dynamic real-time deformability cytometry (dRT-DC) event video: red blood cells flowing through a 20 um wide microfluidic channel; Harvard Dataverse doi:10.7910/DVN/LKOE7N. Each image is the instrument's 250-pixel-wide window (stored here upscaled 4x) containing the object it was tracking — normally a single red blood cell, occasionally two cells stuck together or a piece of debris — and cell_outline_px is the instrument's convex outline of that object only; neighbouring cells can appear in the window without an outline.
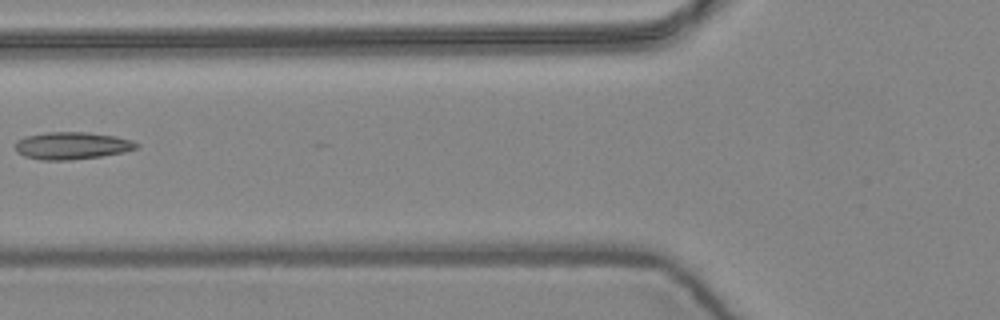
{"species": "common noctule bat (a hibernating species)", "species_latin": "Nyctalus noctula", "temperature_condition": "warm", "stored_images_in_passage": 7, "camera_frame_rate_fps": 3000, "um_per_image_px": 0.085, "animal": {"sex": "female", "body_mass_g": 24.6, "forearm_length_mm": 56.2}, "frame": {"image": 1, "passage_image": 6, "time_ms": 1.667, "image_size_px": [1000, 320], "cell_outline_px": [[140, 144], [136, 148], [124, 152], [100, 156], [68, 160], [40, 160], [24, 156], [16, 152], [16, 140], [24, 136], [48, 132], [88, 132], [116, 136], [132, 140]], "centroid_in_image_um": [6.1, 12.37], "position_along_channel_um": 119.7, "area_um2": 19.36}}
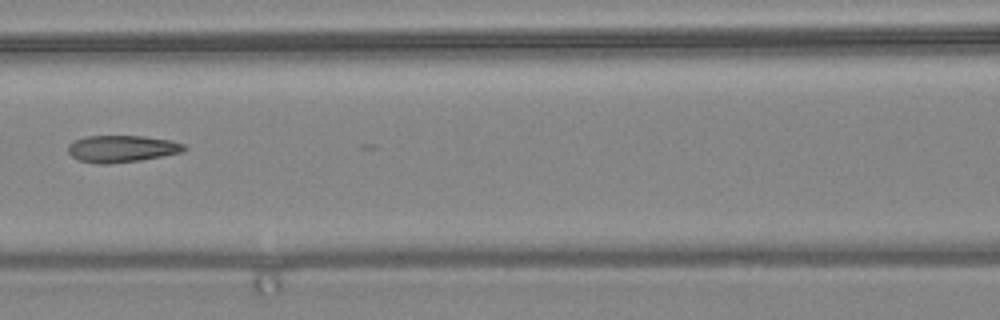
{"frame": {"image": 2, "passage_image": 7, "time_ms": 2.0, "image_size_px": [1000, 320], "cell_outline_px": [[188, 148], [184, 152], [140, 160], [108, 164], [96, 164], [76, 160], [68, 152], [68, 144], [72, 140], [84, 136], [144, 136], [172, 140], [184, 144]], "centroid_in_image_um": [10.34, 12.64], "position_along_channel_um": 156.3, "area_um2": 18.55}}